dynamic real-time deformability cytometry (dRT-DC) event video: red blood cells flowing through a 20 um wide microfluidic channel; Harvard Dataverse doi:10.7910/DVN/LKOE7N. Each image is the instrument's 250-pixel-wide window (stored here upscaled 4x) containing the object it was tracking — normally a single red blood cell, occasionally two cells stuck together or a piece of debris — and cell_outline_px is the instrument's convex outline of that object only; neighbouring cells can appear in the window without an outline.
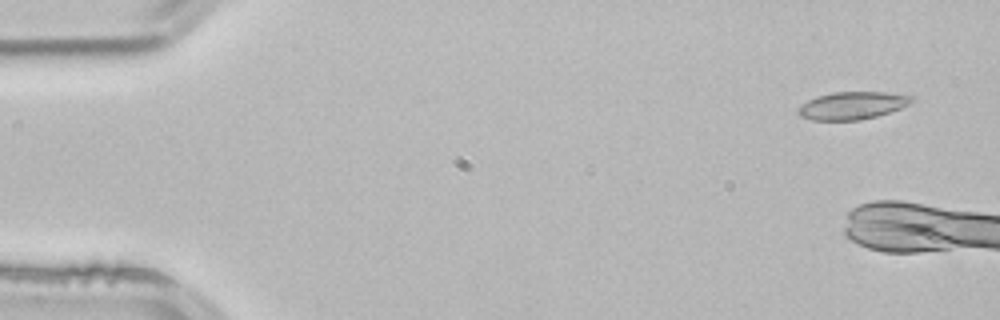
{"species": "common noctule bat (a hibernating species)", "species_latin": "Nyctalus noctula", "temperature_condition": "room temperature", "stored_images_in_passage": 5, "camera_frame_rate_fps": 3000, "um_per_image_px": 0.085, "animal": {"sex": "male", "body_mass_g": 21.5, "forearm_length_mm": 52.0}, "frame": {"image": 1, "passage_image": 1, "time_ms": 0.0, "image_size_px": [1000, 320], "cell_outline_px": [[916, 100], [900, 108], [876, 116], [860, 120], [812, 120], [800, 116], [796, 112], [796, 108], [808, 100], [816, 96], [832, 92], [884, 92], [912, 96]], "centroid_in_image_um": [72.4, 8.97], "position_along_channel_um": 12.6, "area_um2": 18.26}}
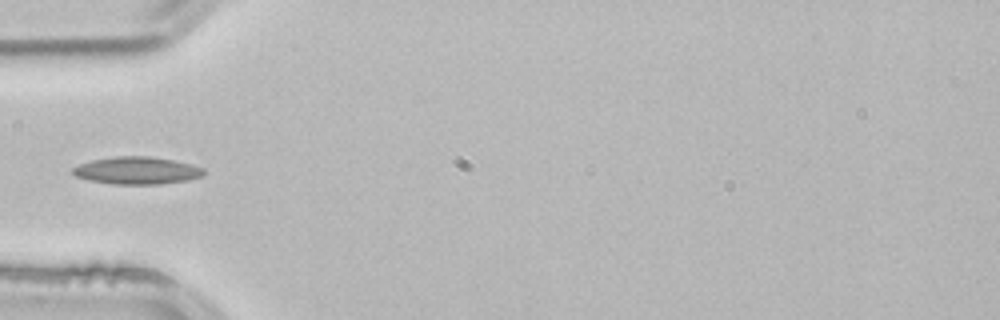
{"frame": {"image": 2, "passage_image": 5, "time_ms": 1.333, "image_size_px": [1000, 320], "cell_outline_px": [[204, 176], [188, 180], [160, 184], [112, 184], [88, 180], [76, 176], [72, 172], [72, 168], [80, 164], [92, 160], [116, 156], [148, 156], [172, 160], [192, 164], [204, 168]], "centroid_in_image_um": [11.65, 14.5], "position_along_channel_um": 73.3, "area_um2": 20.92}}